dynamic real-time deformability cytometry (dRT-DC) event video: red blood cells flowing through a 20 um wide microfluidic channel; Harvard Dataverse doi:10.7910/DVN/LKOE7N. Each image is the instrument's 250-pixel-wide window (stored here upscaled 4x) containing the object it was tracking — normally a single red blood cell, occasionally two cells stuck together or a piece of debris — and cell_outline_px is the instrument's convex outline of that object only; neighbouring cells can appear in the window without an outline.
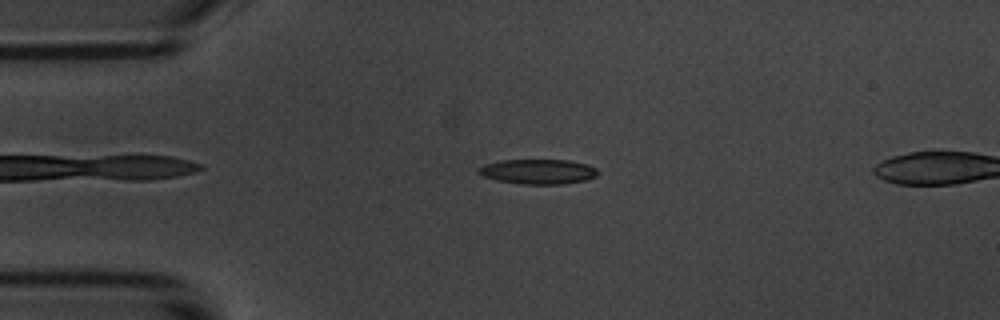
{"species": "common noctule bat (a hibernating species)", "species_latin": "Nyctalus noctula", "temperature_condition": "room temperature", "stored_images_in_passage": 4, "segment_of_instrument_passage": [1, 2], "camera_frame_rate_fps": 3000, "um_per_image_px": 0.085, "animal": {"sex": "male", "body_mass_g": 20.1, "forearm_length_mm": 53.5}, "frame": {"image": 1, "passage_image": 2, "time_ms": 1.0, "image_size_px": [1000, 320], "cell_outline_px": [[596, 176], [588, 180], [560, 184], [520, 184], [496, 180], [484, 176], [476, 172], [476, 168], [484, 164], [500, 160], [572, 160], [588, 164], [596, 168]], "centroid_in_image_um": [45.71, 14.58], "position_along_channel_um": 39.3, "area_um2": 17.46}}